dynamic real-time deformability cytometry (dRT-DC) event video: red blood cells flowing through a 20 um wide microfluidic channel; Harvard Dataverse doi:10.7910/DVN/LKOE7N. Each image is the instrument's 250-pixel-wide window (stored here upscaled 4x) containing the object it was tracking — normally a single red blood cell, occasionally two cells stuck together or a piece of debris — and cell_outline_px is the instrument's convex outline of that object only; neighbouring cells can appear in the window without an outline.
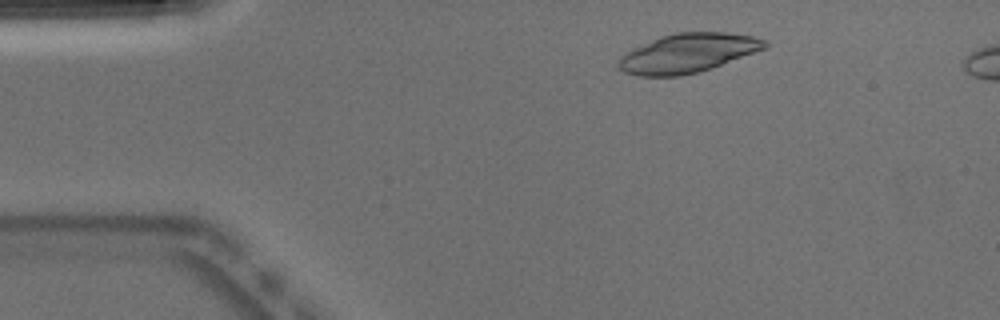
{"species": "Egyptian fruit bat (a non-hibernating species)", "species_latin": "Rousettus aegyptiacus", "temperature_condition": "warm", "stored_images_in_passage": 47, "camera_frame_rate_fps": 3000, "um_per_image_px": 0.085, "animal": {"sex": "male"}, "frame": {"image": 1, "passage_image": 6, "time_ms": 1.667, "image_size_px": [1000, 320], "cell_outline_px": [[768, 48], [712, 68], [700, 72], [680, 76], [640, 76], [624, 72], [616, 64], [616, 60], [620, 56], [660, 36], [676, 32], [728, 32], [752, 36], [768, 40]], "centroid_in_image_um": [58.51, 4.52], "position_along_channel_um": 26.5, "area_um2": 33.47}}